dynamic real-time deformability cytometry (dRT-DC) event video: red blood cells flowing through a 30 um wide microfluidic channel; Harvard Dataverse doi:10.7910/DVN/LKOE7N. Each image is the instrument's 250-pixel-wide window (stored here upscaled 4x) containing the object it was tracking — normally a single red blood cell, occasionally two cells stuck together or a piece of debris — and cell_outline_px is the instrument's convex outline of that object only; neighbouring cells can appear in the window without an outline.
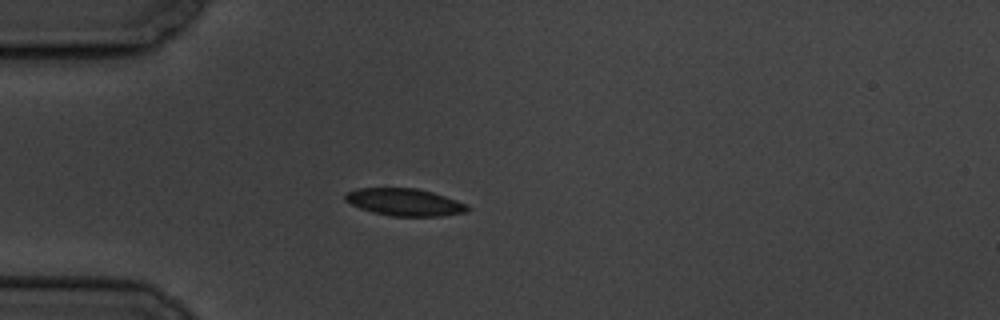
{"species": "common noctule bat (a hibernating species)", "species_latin": "Nyctalus noctula", "temperature_condition": "cold", "stored_images_in_passage": 1, "camera_frame_rate_fps": 3000, "um_per_image_px": 0.085, "animal": {"sex": "male", "body_mass_g": 19.5, "forearm_length_mm": 54.6}, "frame": {"image": 1, "passage_image": 1, "time_ms": 0.0, "image_size_px": [1000, 320], "cell_outline_px": [[472, 208], [468, 212], [440, 216], [392, 216], [372, 212], [360, 208], [344, 200], [344, 196], [348, 192], [356, 188], [416, 188], [432, 192], [468, 204]], "centroid_in_image_um": [34.42, 17.19], "position_along_channel_um": 50.6, "area_um2": 19.48}}